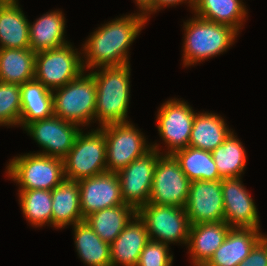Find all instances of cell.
I'll use <instances>...</instances> for the list:
<instances>
[{
  "instance_id": "30",
  "label": "cell",
  "mask_w": 267,
  "mask_h": 266,
  "mask_svg": "<svg viewBox=\"0 0 267 266\" xmlns=\"http://www.w3.org/2000/svg\"><path fill=\"white\" fill-rule=\"evenodd\" d=\"M211 154L222 178L242 177L247 163V154L234 131L223 144L211 151Z\"/></svg>"
},
{
  "instance_id": "10",
  "label": "cell",
  "mask_w": 267,
  "mask_h": 266,
  "mask_svg": "<svg viewBox=\"0 0 267 266\" xmlns=\"http://www.w3.org/2000/svg\"><path fill=\"white\" fill-rule=\"evenodd\" d=\"M151 145L152 149L144 156L135 159L127 167L117 172L123 202L136 210L146 205L150 199L156 163L163 155L159 144L155 142Z\"/></svg>"
},
{
  "instance_id": "28",
  "label": "cell",
  "mask_w": 267,
  "mask_h": 266,
  "mask_svg": "<svg viewBox=\"0 0 267 266\" xmlns=\"http://www.w3.org/2000/svg\"><path fill=\"white\" fill-rule=\"evenodd\" d=\"M77 255L87 266H111L110 244L103 241L86 221L74 224Z\"/></svg>"
},
{
  "instance_id": "23",
  "label": "cell",
  "mask_w": 267,
  "mask_h": 266,
  "mask_svg": "<svg viewBox=\"0 0 267 266\" xmlns=\"http://www.w3.org/2000/svg\"><path fill=\"white\" fill-rule=\"evenodd\" d=\"M224 117L212 112L195 114L189 139V146L213 151L232 133Z\"/></svg>"
},
{
  "instance_id": "19",
  "label": "cell",
  "mask_w": 267,
  "mask_h": 266,
  "mask_svg": "<svg viewBox=\"0 0 267 266\" xmlns=\"http://www.w3.org/2000/svg\"><path fill=\"white\" fill-rule=\"evenodd\" d=\"M264 235L260 229L231 228L224 242L204 266H237Z\"/></svg>"
},
{
  "instance_id": "9",
  "label": "cell",
  "mask_w": 267,
  "mask_h": 266,
  "mask_svg": "<svg viewBox=\"0 0 267 266\" xmlns=\"http://www.w3.org/2000/svg\"><path fill=\"white\" fill-rule=\"evenodd\" d=\"M150 240L187 245L190 223L183 207L147 203L137 210Z\"/></svg>"
},
{
  "instance_id": "35",
  "label": "cell",
  "mask_w": 267,
  "mask_h": 266,
  "mask_svg": "<svg viewBox=\"0 0 267 266\" xmlns=\"http://www.w3.org/2000/svg\"><path fill=\"white\" fill-rule=\"evenodd\" d=\"M139 8L138 13L145 16L148 20L149 15L156 13V0H134Z\"/></svg>"
},
{
  "instance_id": "3",
  "label": "cell",
  "mask_w": 267,
  "mask_h": 266,
  "mask_svg": "<svg viewBox=\"0 0 267 266\" xmlns=\"http://www.w3.org/2000/svg\"><path fill=\"white\" fill-rule=\"evenodd\" d=\"M183 66L199 64L220 55L234 45L239 32L230 25L211 22L194 15L183 23Z\"/></svg>"
},
{
  "instance_id": "31",
  "label": "cell",
  "mask_w": 267,
  "mask_h": 266,
  "mask_svg": "<svg viewBox=\"0 0 267 266\" xmlns=\"http://www.w3.org/2000/svg\"><path fill=\"white\" fill-rule=\"evenodd\" d=\"M19 204L23 216L33 227H52V191L42 189L19 190Z\"/></svg>"
},
{
  "instance_id": "34",
  "label": "cell",
  "mask_w": 267,
  "mask_h": 266,
  "mask_svg": "<svg viewBox=\"0 0 267 266\" xmlns=\"http://www.w3.org/2000/svg\"><path fill=\"white\" fill-rule=\"evenodd\" d=\"M237 266H267V235L252 248L250 254Z\"/></svg>"
},
{
  "instance_id": "18",
  "label": "cell",
  "mask_w": 267,
  "mask_h": 266,
  "mask_svg": "<svg viewBox=\"0 0 267 266\" xmlns=\"http://www.w3.org/2000/svg\"><path fill=\"white\" fill-rule=\"evenodd\" d=\"M149 240L146 225L136 214L110 244L111 266H136Z\"/></svg>"
},
{
  "instance_id": "15",
  "label": "cell",
  "mask_w": 267,
  "mask_h": 266,
  "mask_svg": "<svg viewBox=\"0 0 267 266\" xmlns=\"http://www.w3.org/2000/svg\"><path fill=\"white\" fill-rule=\"evenodd\" d=\"M241 179H222L224 221L231 228L260 229L257 206Z\"/></svg>"
},
{
  "instance_id": "26",
  "label": "cell",
  "mask_w": 267,
  "mask_h": 266,
  "mask_svg": "<svg viewBox=\"0 0 267 266\" xmlns=\"http://www.w3.org/2000/svg\"><path fill=\"white\" fill-rule=\"evenodd\" d=\"M35 56L31 48L0 49V81L22 85L34 80Z\"/></svg>"
},
{
  "instance_id": "12",
  "label": "cell",
  "mask_w": 267,
  "mask_h": 266,
  "mask_svg": "<svg viewBox=\"0 0 267 266\" xmlns=\"http://www.w3.org/2000/svg\"><path fill=\"white\" fill-rule=\"evenodd\" d=\"M190 180L173 155H161L156 163L148 203L183 207L189 195Z\"/></svg>"
},
{
  "instance_id": "27",
  "label": "cell",
  "mask_w": 267,
  "mask_h": 266,
  "mask_svg": "<svg viewBox=\"0 0 267 266\" xmlns=\"http://www.w3.org/2000/svg\"><path fill=\"white\" fill-rule=\"evenodd\" d=\"M136 214L134 207L124 203L93 212L84 221L103 241L111 244Z\"/></svg>"
},
{
  "instance_id": "20",
  "label": "cell",
  "mask_w": 267,
  "mask_h": 266,
  "mask_svg": "<svg viewBox=\"0 0 267 266\" xmlns=\"http://www.w3.org/2000/svg\"><path fill=\"white\" fill-rule=\"evenodd\" d=\"M61 10L46 12L35 22H29L30 48L34 52L56 49L69 43L65 40V21Z\"/></svg>"
},
{
  "instance_id": "21",
  "label": "cell",
  "mask_w": 267,
  "mask_h": 266,
  "mask_svg": "<svg viewBox=\"0 0 267 266\" xmlns=\"http://www.w3.org/2000/svg\"><path fill=\"white\" fill-rule=\"evenodd\" d=\"M80 192L77 181L64 179L52 190V227L63 229L82 222Z\"/></svg>"
},
{
  "instance_id": "25",
  "label": "cell",
  "mask_w": 267,
  "mask_h": 266,
  "mask_svg": "<svg viewBox=\"0 0 267 266\" xmlns=\"http://www.w3.org/2000/svg\"><path fill=\"white\" fill-rule=\"evenodd\" d=\"M247 10L242 0H196L192 12L202 19L230 25L240 33Z\"/></svg>"
},
{
  "instance_id": "29",
  "label": "cell",
  "mask_w": 267,
  "mask_h": 266,
  "mask_svg": "<svg viewBox=\"0 0 267 266\" xmlns=\"http://www.w3.org/2000/svg\"><path fill=\"white\" fill-rule=\"evenodd\" d=\"M173 156L190 181H218L223 179L219 175L211 151L188 146L176 151Z\"/></svg>"
},
{
  "instance_id": "1",
  "label": "cell",
  "mask_w": 267,
  "mask_h": 266,
  "mask_svg": "<svg viewBox=\"0 0 267 266\" xmlns=\"http://www.w3.org/2000/svg\"><path fill=\"white\" fill-rule=\"evenodd\" d=\"M147 21L145 16L137 12L101 24L80 49L84 70L130 63L129 48Z\"/></svg>"
},
{
  "instance_id": "6",
  "label": "cell",
  "mask_w": 267,
  "mask_h": 266,
  "mask_svg": "<svg viewBox=\"0 0 267 266\" xmlns=\"http://www.w3.org/2000/svg\"><path fill=\"white\" fill-rule=\"evenodd\" d=\"M63 163L68 180L78 181L107 172L104 132L99 127L87 133L81 130Z\"/></svg>"
},
{
  "instance_id": "13",
  "label": "cell",
  "mask_w": 267,
  "mask_h": 266,
  "mask_svg": "<svg viewBox=\"0 0 267 266\" xmlns=\"http://www.w3.org/2000/svg\"><path fill=\"white\" fill-rule=\"evenodd\" d=\"M82 129L55 115L33 121L24 128L27 134L33 137L32 139L42 148V151L36 153L62 160L73 147L74 141Z\"/></svg>"
},
{
  "instance_id": "7",
  "label": "cell",
  "mask_w": 267,
  "mask_h": 266,
  "mask_svg": "<svg viewBox=\"0 0 267 266\" xmlns=\"http://www.w3.org/2000/svg\"><path fill=\"white\" fill-rule=\"evenodd\" d=\"M106 140L107 172L117 173L152 149L151 143L132 122L112 123L99 127ZM147 141V142H146Z\"/></svg>"
},
{
  "instance_id": "16",
  "label": "cell",
  "mask_w": 267,
  "mask_h": 266,
  "mask_svg": "<svg viewBox=\"0 0 267 266\" xmlns=\"http://www.w3.org/2000/svg\"><path fill=\"white\" fill-rule=\"evenodd\" d=\"M77 182L84 219L93 212L124 204L117 173L104 172Z\"/></svg>"
},
{
  "instance_id": "37",
  "label": "cell",
  "mask_w": 267,
  "mask_h": 266,
  "mask_svg": "<svg viewBox=\"0 0 267 266\" xmlns=\"http://www.w3.org/2000/svg\"><path fill=\"white\" fill-rule=\"evenodd\" d=\"M10 1H13V0H0V4H2V3H8Z\"/></svg>"
},
{
  "instance_id": "36",
  "label": "cell",
  "mask_w": 267,
  "mask_h": 266,
  "mask_svg": "<svg viewBox=\"0 0 267 266\" xmlns=\"http://www.w3.org/2000/svg\"><path fill=\"white\" fill-rule=\"evenodd\" d=\"M188 4V6L193 10L196 0H156V12L157 10L160 11L162 8L165 7H174L179 4ZM160 9V10H159Z\"/></svg>"
},
{
  "instance_id": "22",
  "label": "cell",
  "mask_w": 267,
  "mask_h": 266,
  "mask_svg": "<svg viewBox=\"0 0 267 266\" xmlns=\"http://www.w3.org/2000/svg\"><path fill=\"white\" fill-rule=\"evenodd\" d=\"M30 48L29 20L18 0L0 4V49Z\"/></svg>"
},
{
  "instance_id": "5",
  "label": "cell",
  "mask_w": 267,
  "mask_h": 266,
  "mask_svg": "<svg viewBox=\"0 0 267 266\" xmlns=\"http://www.w3.org/2000/svg\"><path fill=\"white\" fill-rule=\"evenodd\" d=\"M6 176L19 186V190H53L64 179L62 159L38 153L14 156L6 165Z\"/></svg>"
},
{
  "instance_id": "17",
  "label": "cell",
  "mask_w": 267,
  "mask_h": 266,
  "mask_svg": "<svg viewBox=\"0 0 267 266\" xmlns=\"http://www.w3.org/2000/svg\"><path fill=\"white\" fill-rule=\"evenodd\" d=\"M230 229L225 221L190 225L187 248L191 265L204 266L224 242Z\"/></svg>"
},
{
  "instance_id": "24",
  "label": "cell",
  "mask_w": 267,
  "mask_h": 266,
  "mask_svg": "<svg viewBox=\"0 0 267 266\" xmlns=\"http://www.w3.org/2000/svg\"><path fill=\"white\" fill-rule=\"evenodd\" d=\"M21 115L19 125L23 129L33 121L53 115L52 90L35 79L20 85Z\"/></svg>"
},
{
  "instance_id": "33",
  "label": "cell",
  "mask_w": 267,
  "mask_h": 266,
  "mask_svg": "<svg viewBox=\"0 0 267 266\" xmlns=\"http://www.w3.org/2000/svg\"><path fill=\"white\" fill-rule=\"evenodd\" d=\"M169 245L155 240H149L140 253L136 266H169L173 263V255Z\"/></svg>"
},
{
  "instance_id": "14",
  "label": "cell",
  "mask_w": 267,
  "mask_h": 266,
  "mask_svg": "<svg viewBox=\"0 0 267 266\" xmlns=\"http://www.w3.org/2000/svg\"><path fill=\"white\" fill-rule=\"evenodd\" d=\"M184 210L190 225L224 221L222 180L190 181Z\"/></svg>"
},
{
  "instance_id": "32",
  "label": "cell",
  "mask_w": 267,
  "mask_h": 266,
  "mask_svg": "<svg viewBox=\"0 0 267 266\" xmlns=\"http://www.w3.org/2000/svg\"><path fill=\"white\" fill-rule=\"evenodd\" d=\"M20 115V85L0 81V126H19Z\"/></svg>"
},
{
  "instance_id": "11",
  "label": "cell",
  "mask_w": 267,
  "mask_h": 266,
  "mask_svg": "<svg viewBox=\"0 0 267 266\" xmlns=\"http://www.w3.org/2000/svg\"><path fill=\"white\" fill-rule=\"evenodd\" d=\"M195 114L187 101L177 98H171L160 106L156 121L160 138L168 148L164 155H173L189 146Z\"/></svg>"
},
{
  "instance_id": "2",
  "label": "cell",
  "mask_w": 267,
  "mask_h": 266,
  "mask_svg": "<svg viewBox=\"0 0 267 266\" xmlns=\"http://www.w3.org/2000/svg\"><path fill=\"white\" fill-rule=\"evenodd\" d=\"M93 70L89 73L94 77L96 85L95 122H99V127L129 122L130 63Z\"/></svg>"
},
{
  "instance_id": "4",
  "label": "cell",
  "mask_w": 267,
  "mask_h": 266,
  "mask_svg": "<svg viewBox=\"0 0 267 266\" xmlns=\"http://www.w3.org/2000/svg\"><path fill=\"white\" fill-rule=\"evenodd\" d=\"M86 73L52 90L53 115L84 128L95 123L96 109L95 80L89 72Z\"/></svg>"
},
{
  "instance_id": "8",
  "label": "cell",
  "mask_w": 267,
  "mask_h": 266,
  "mask_svg": "<svg viewBox=\"0 0 267 266\" xmlns=\"http://www.w3.org/2000/svg\"><path fill=\"white\" fill-rule=\"evenodd\" d=\"M81 55L70 42L56 49L36 52L34 79L50 90L66 85L85 71Z\"/></svg>"
}]
</instances>
